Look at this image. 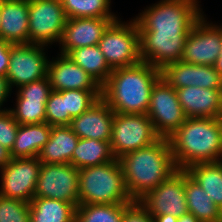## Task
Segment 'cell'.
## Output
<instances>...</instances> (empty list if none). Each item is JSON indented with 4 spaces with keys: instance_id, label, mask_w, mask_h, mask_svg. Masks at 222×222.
Here are the masks:
<instances>
[{
    "instance_id": "41",
    "label": "cell",
    "mask_w": 222,
    "mask_h": 222,
    "mask_svg": "<svg viewBox=\"0 0 222 222\" xmlns=\"http://www.w3.org/2000/svg\"><path fill=\"white\" fill-rule=\"evenodd\" d=\"M177 222H200L195 216L191 213L184 214L182 217L178 218Z\"/></svg>"
},
{
    "instance_id": "10",
    "label": "cell",
    "mask_w": 222,
    "mask_h": 222,
    "mask_svg": "<svg viewBox=\"0 0 222 222\" xmlns=\"http://www.w3.org/2000/svg\"><path fill=\"white\" fill-rule=\"evenodd\" d=\"M78 169L70 163H41L34 197H43L79 205Z\"/></svg>"
},
{
    "instance_id": "38",
    "label": "cell",
    "mask_w": 222,
    "mask_h": 222,
    "mask_svg": "<svg viewBox=\"0 0 222 222\" xmlns=\"http://www.w3.org/2000/svg\"><path fill=\"white\" fill-rule=\"evenodd\" d=\"M11 89L9 87L6 77H0V112L8 110L7 108L2 109L4 102L7 101L8 96H11Z\"/></svg>"
},
{
    "instance_id": "21",
    "label": "cell",
    "mask_w": 222,
    "mask_h": 222,
    "mask_svg": "<svg viewBox=\"0 0 222 222\" xmlns=\"http://www.w3.org/2000/svg\"><path fill=\"white\" fill-rule=\"evenodd\" d=\"M176 91L186 118L222 116V89L188 86Z\"/></svg>"
},
{
    "instance_id": "3",
    "label": "cell",
    "mask_w": 222,
    "mask_h": 222,
    "mask_svg": "<svg viewBox=\"0 0 222 222\" xmlns=\"http://www.w3.org/2000/svg\"><path fill=\"white\" fill-rule=\"evenodd\" d=\"M177 169L197 163L222 161V122L220 118H186L168 138Z\"/></svg>"
},
{
    "instance_id": "23",
    "label": "cell",
    "mask_w": 222,
    "mask_h": 222,
    "mask_svg": "<svg viewBox=\"0 0 222 222\" xmlns=\"http://www.w3.org/2000/svg\"><path fill=\"white\" fill-rule=\"evenodd\" d=\"M78 140L70 126H52L49 140L37 157L44 164L70 163Z\"/></svg>"
},
{
    "instance_id": "20",
    "label": "cell",
    "mask_w": 222,
    "mask_h": 222,
    "mask_svg": "<svg viewBox=\"0 0 222 222\" xmlns=\"http://www.w3.org/2000/svg\"><path fill=\"white\" fill-rule=\"evenodd\" d=\"M114 114L101 97L87 111L74 117L69 126L79 138L110 142Z\"/></svg>"
},
{
    "instance_id": "22",
    "label": "cell",
    "mask_w": 222,
    "mask_h": 222,
    "mask_svg": "<svg viewBox=\"0 0 222 222\" xmlns=\"http://www.w3.org/2000/svg\"><path fill=\"white\" fill-rule=\"evenodd\" d=\"M29 0H1L0 39L12 44L29 43Z\"/></svg>"
},
{
    "instance_id": "32",
    "label": "cell",
    "mask_w": 222,
    "mask_h": 222,
    "mask_svg": "<svg viewBox=\"0 0 222 222\" xmlns=\"http://www.w3.org/2000/svg\"><path fill=\"white\" fill-rule=\"evenodd\" d=\"M65 96L66 112L74 118L87 111L101 98V90H63Z\"/></svg>"
},
{
    "instance_id": "9",
    "label": "cell",
    "mask_w": 222,
    "mask_h": 222,
    "mask_svg": "<svg viewBox=\"0 0 222 222\" xmlns=\"http://www.w3.org/2000/svg\"><path fill=\"white\" fill-rule=\"evenodd\" d=\"M29 43L60 42L67 16L60 0H29Z\"/></svg>"
},
{
    "instance_id": "29",
    "label": "cell",
    "mask_w": 222,
    "mask_h": 222,
    "mask_svg": "<svg viewBox=\"0 0 222 222\" xmlns=\"http://www.w3.org/2000/svg\"><path fill=\"white\" fill-rule=\"evenodd\" d=\"M67 55L101 86L113 71L98 45L73 49Z\"/></svg>"
},
{
    "instance_id": "33",
    "label": "cell",
    "mask_w": 222,
    "mask_h": 222,
    "mask_svg": "<svg viewBox=\"0 0 222 222\" xmlns=\"http://www.w3.org/2000/svg\"><path fill=\"white\" fill-rule=\"evenodd\" d=\"M45 110V122L50 126H69L73 119L66 112L65 96L60 91H51Z\"/></svg>"
},
{
    "instance_id": "13",
    "label": "cell",
    "mask_w": 222,
    "mask_h": 222,
    "mask_svg": "<svg viewBox=\"0 0 222 222\" xmlns=\"http://www.w3.org/2000/svg\"><path fill=\"white\" fill-rule=\"evenodd\" d=\"M40 168L38 157L12 158L0 169V195L30 203L35 195Z\"/></svg>"
},
{
    "instance_id": "11",
    "label": "cell",
    "mask_w": 222,
    "mask_h": 222,
    "mask_svg": "<svg viewBox=\"0 0 222 222\" xmlns=\"http://www.w3.org/2000/svg\"><path fill=\"white\" fill-rule=\"evenodd\" d=\"M188 172L177 169L139 202L151 216L172 215L177 218L188 213L185 195V177Z\"/></svg>"
},
{
    "instance_id": "25",
    "label": "cell",
    "mask_w": 222,
    "mask_h": 222,
    "mask_svg": "<svg viewBox=\"0 0 222 222\" xmlns=\"http://www.w3.org/2000/svg\"><path fill=\"white\" fill-rule=\"evenodd\" d=\"M184 188L189 213L200 222H222V211L189 175L185 177Z\"/></svg>"
},
{
    "instance_id": "37",
    "label": "cell",
    "mask_w": 222,
    "mask_h": 222,
    "mask_svg": "<svg viewBox=\"0 0 222 222\" xmlns=\"http://www.w3.org/2000/svg\"><path fill=\"white\" fill-rule=\"evenodd\" d=\"M13 44L0 39V77H6Z\"/></svg>"
},
{
    "instance_id": "12",
    "label": "cell",
    "mask_w": 222,
    "mask_h": 222,
    "mask_svg": "<svg viewBox=\"0 0 222 222\" xmlns=\"http://www.w3.org/2000/svg\"><path fill=\"white\" fill-rule=\"evenodd\" d=\"M46 46L27 44H13L10 53L9 66L7 70V81L12 91L47 77L48 63L45 51Z\"/></svg>"
},
{
    "instance_id": "7",
    "label": "cell",
    "mask_w": 222,
    "mask_h": 222,
    "mask_svg": "<svg viewBox=\"0 0 222 222\" xmlns=\"http://www.w3.org/2000/svg\"><path fill=\"white\" fill-rule=\"evenodd\" d=\"M159 138L147 114H114L110 144L116 159L149 146Z\"/></svg>"
},
{
    "instance_id": "8",
    "label": "cell",
    "mask_w": 222,
    "mask_h": 222,
    "mask_svg": "<svg viewBox=\"0 0 222 222\" xmlns=\"http://www.w3.org/2000/svg\"><path fill=\"white\" fill-rule=\"evenodd\" d=\"M146 114L152 121L156 134L165 139L171 137L186 119L177 91L162 77L153 85Z\"/></svg>"
},
{
    "instance_id": "17",
    "label": "cell",
    "mask_w": 222,
    "mask_h": 222,
    "mask_svg": "<svg viewBox=\"0 0 222 222\" xmlns=\"http://www.w3.org/2000/svg\"><path fill=\"white\" fill-rule=\"evenodd\" d=\"M160 72L161 77L175 90L188 86L222 89V76L214 66L190 64L180 60L165 65Z\"/></svg>"
},
{
    "instance_id": "14",
    "label": "cell",
    "mask_w": 222,
    "mask_h": 222,
    "mask_svg": "<svg viewBox=\"0 0 222 222\" xmlns=\"http://www.w3.org/2000/svg\"><path fill=\"white\" fill-rule=\"evenodd\" d=\"M203 16L194 24L185 40L181 61L213 66L222 46V25L209 23Z\"/></svg>"
},
{
    "instance_id": "24",
    "label": "cell",
    "mask_w": 222,
    "mask_h": 222,
    "mask_svg": "<svg viewBox=\"0 0 222 222\" xmlns=\"http://www.w3.org/2000/svg\"><path fill=\"white\" fill-rule=\"evenodd\" d=\"M52 126L40 124H19L14 145L10 151L12 158L37 157L41 148L49 140Z\"/></svg>"
},
{
    "instance_id": "26",
    "label": "cell",
    "mask_w": 222,
    "mask_h": 222,
    "mask_svg": "<svg viewBox=\"0 0 222 222\" xmlns=\"http://www.w3.org/2000/svg\"><path fill=\"white\" fill-rule=\"evenodd\" d=\"M185 170L222 211V161L197 163Z\"/></svg>"
},
{
    "instance_id": "43",
    "label": "cell",
    "mask_w": 222,
    "mask_h": 222,
    "mask_svg": "<svg viewBox=\"0 0 222 222\" xmlns=\"http://www.w3.org/2000/svg\"><path fill=\"white\" fill-rule=\"evenodd\" d=\"M1 20H2V16H1V0H0V32H1Z\"/></svg>"
},
{
    "instance_id": "42",
    "label": "cell",
    "mask_w": 222,
    "mask_h": 222,
    "mask_svg": "<svg viewBox=\"0 0 222 222\" xmlns=\"http://www.w3.org/2000/svg\"><path fill=\"white\" fill-rule=\"evenodd\" d=\"M213 66L219 72V74L222 76V46H221V51L219 53V56L216 60V63Z\"/></svg>"
},
{
    "instance_id": "2",
    "label": "cell",
    "mask_w": 222,
    "mask_h": 222,
    "mask_svg": "<svg viewBox=\"0 0 222 222\" xmlns=\"http://www.w3.org/2000/svg\"><path fill=\"white\" fill-rule=\"evenodd\" d=\"M129 196L139 201L177 170L168 139L159 138L119 158Z\"/></svg>"
},
{
    "instance_id": "15",
    "label": "cell",
    "mask_w": 222,
    "mask_h": 222,
    "mask_svg": "<svg viewBox=\"0 0 222 222\" xmlns=\"http://www.w3.org/2000/svg\"><path fill=\"white\" fill-rule=\"evenodd\" d=\"M189 33L139 31L141 60L162 69L182 58L185 40Z\"/></svg>"
},
{
    "instance_id": "19",
    "label": "cell",
    "mask_w": 222,
    "mask_h": 222,
    "mask_svg": "<svg viewBox=\"0 0 222 222\" xmlns=\"http://www.w3.org/2000/svg\"><path fill=\"white\" fill-rule=\"evenodd\" d=\"M58 55L48 63L47 77L52 90H101V85L68 55Z\"/></svg>"
},
{
    "instance_id": "36",
    "label": "cell",
    "mask_w": 222,
    "mask_h": 222,
    "mask_svg": "<svg viewBox=\"0 0 222 222\" xmlns=\"http://www.w3.org/2000/svg\"><path fill=\"white\" fill-rule=\"evenodd\" d=\"M121 222H154L153 217L139 201H132L125 209Z\"/></svg>"
},
{
    "instance_id": "1",
    "label": "cell",
    "mask_w": 222,
    "mask_h": 222,
    "mask_svg": "<svg viewBox=\"0 0 222 222\" xmlns=\"http://www.w3.org/2000/svg\"><path fill=\"white\" fill-rule=\"evenodd\" d=\"M160 77V69L144 61L114 69L101 86V97L115 113L146 114L153 85Z\"/></svg>"
},
{
    "instance_id": "31",
    "label": "cell",
    "mask_w": 222,
    "mask_h": 222,
    "mask_svg": "<svg viewBox=\"0 0 222 222\" xmlns=\"http://www.w3.org/2000/svg\"><path fill=\"white\" fill-rule=\"evenodd\" d=\"M129 204L78 205L75 211V222H121L124 209Z\"/></svg>"
},
{
    "instance_id": "18",
    "label": "cell",
    "mask_w": 222,
    "mask_h": 222,
    "mask_svg": "<svg viewBox=\"0 0 222 222\" xmlns=\"http://www.w3.org/2000/svg\"><path fill=\"white\" fill-rule=\"evenodd\" d=\"M119 18H68L60 44V54L67 55L71 50L98 45L109 25Z\"/></svg>"
},
{
    "instance_id": "4",
    "label": "cell",
    "mask_w": 222,
    "mask_h": 222,
    "mask_svg": "<svg viewBox=\"0 0 222 222\" xmlns=\"http://www.w3.org/2000/svg\"><path fill=\"white\" fill-rule=\"evenodd\" d=\"M79 205L131 203L119 159L78 170Z\"/></svg>"
},
{
    "instance_id": "34",
    "label": "cell",
    "mask_w": 222,
    "mask_h": 222,
    "mask_svg": "<svg viewBox=\"0 0 222 222\" xmlns=\"http://www.w3.org/2000/svg\"><path fill=\"white\" fill-rule=\"evenodd\" d=\"M0 222H30V204L0 195Z\"/></svg>"
},
{
    "instance_id": "35",
    "label": "cell",
    "mask_w": 222,
    "mask_h": 222,
    "mask_svg": "<svg viewBox=\"0 0 222 222\" xmlns=\"http://www.w3.org/2000/svg\"><path fill=\"white\" fill-rule=\"evenodd\" d=\"M19 124L9 110L0 112V144L11 151Z\"/></svg>"
},
{
    "instance_id": "27",
    "label": "cell",
    "mask_w": 222,
    "mask_h": 222,
    "mask_svg": "<svg viewBox=\"0 0 222 222\" xmlns=\"http://www.w3.org/2000/svg\"><path fill=\"white\" fill-rule=\"evenodd\" d=\"M30 204V222H75L76 207L72 203L34 197Z\"/></svg>"
},
{
    "instance_id": "28",
    "label": "cell",
    "mask_w": 222,
    "mask_h": 222,
    "mask_svg": "<svg viewBox=\"0 0 222 222\" xmlns=\"http://www.w3.org/2000/svg\"><path fill=\"white\" fill-rule=\"evenodd\" d=\"M115 159L110 142L79 138L70 164L79 170L108 163Z\"/></svg>"
},
{
    "instance_id": "39",
    "label": "cell",
    "mask_w": 222,
    "mask_h": 222,
    "mask_svg": "<svg viewBox=\"0 0 222 222\" xmlns=\"http://www.w3.org/2000/svg\"><path fill=\"white\" fill-rule=\"evenodd\" d=\"M12 160L10 150L0 144V169Z\"/></svg>"
},
{
    "instance_id": "16",
    "label": "cell",
    "mask_w": 222,
    "mask_h": 222,
    "mask_svg": "<svg viewBox=\"0 0 222 222\" xmlns=\"http://www.w3.org/2000/svg\"><path fill=\"white\" fill-rule=\"evenodd\" d=\"M16 107L9 108L18 124L45 122V105L52 91L48 77L32 81L17 89Z\"/></svg>"
},
{
    "instance_id": "5",
    "label": "cell",
    "mask_w": 222,
    "mask_h": 222,
    "mask_svg": "<svg viewBox=\"0 0 222 222\" xmlns=\"http://www.w3.org/2000/svg\"><path fill=\"white\" fill-rule=\"evenodd\" d=\"M198 0H160L134 20L139 31L189 33L203 16Z\"/></svg>"
},
{
    "instance_id": "6",
    "label": "cell",
    "mask_w": 222,
    "mask_h": 222,
    "mask_svg": "<svg viewBox=\"0 0 222 222\" xmlns=\"http://www.w3.org/2000/svg\"><path fill=\"white\" fill-rule=\"evenodd\" d=\"M98 46L112 70L140 63L139 30L136 21H113Z\"/></svg>"
},
{
    "instance_id": "30",
    "label": "cell",
    "mask_w": 222,
    "mask_h": 222,
    "mask_svg": "<svg viewBox=\"0 0 222 222\" xmlns=\"http://www.w3.org/2000/svg\"><path fill=\"white\" fill-rule=\"evenodd\" d=\"M67 18H118L111 12V0H60Z\"/></svg>"
},
{
    "instance_id": "40",
    "label": "cell",
    "mask_w": 222,
    "mask_h": 222,
    "mask_svg": "<svg viewBox=\"0 0 222 222\" xmlns=\"http://www.w3.org/2000/svg\"><path fill=\"white\" fill-rule=\"evenodd\" d=\"M154 222H177L178 218L172 215L152 216Z\"/></svg>"
}]
</instances>
